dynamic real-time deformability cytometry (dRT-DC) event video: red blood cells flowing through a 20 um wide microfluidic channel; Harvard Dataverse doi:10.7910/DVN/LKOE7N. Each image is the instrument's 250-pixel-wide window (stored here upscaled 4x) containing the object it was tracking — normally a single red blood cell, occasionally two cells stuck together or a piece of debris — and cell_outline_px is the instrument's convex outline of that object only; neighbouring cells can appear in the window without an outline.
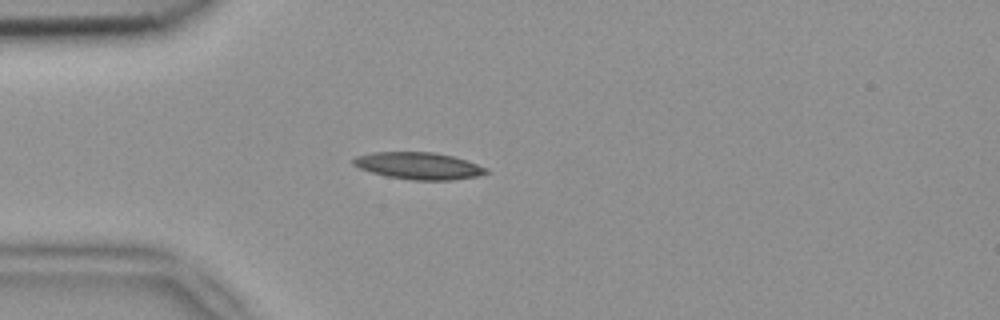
{"species": "common noctule bat (a hibernating species)", "species_latin": "Nyctalus noctula", "temperature_condition": "room temperature", "stored_images_in_passage": 4, "camera_frame_rate_fps": 3000, "um_per_image_px": 0.085, "animal": {"sex": "female", "body_mass_g": 18.4}, "frame": {"image": 1, "passage_image": 4, "time_ms": 1.0, "image_size_px": [1000, 320], "cell_outline_px": [[488, 172], [476, 176], [452, 180], [412, 180], [388, 176], [372, 172], [360, 168], [352, 164], [352, 160], [356, 156], [372, 152], [432, 152], [452, 156], [468, 160], [488, 168]], "centroid_in_image_um": [35.59, 14.09], "position_along_channel_um": 49.4, "area_um2": 20.81}}